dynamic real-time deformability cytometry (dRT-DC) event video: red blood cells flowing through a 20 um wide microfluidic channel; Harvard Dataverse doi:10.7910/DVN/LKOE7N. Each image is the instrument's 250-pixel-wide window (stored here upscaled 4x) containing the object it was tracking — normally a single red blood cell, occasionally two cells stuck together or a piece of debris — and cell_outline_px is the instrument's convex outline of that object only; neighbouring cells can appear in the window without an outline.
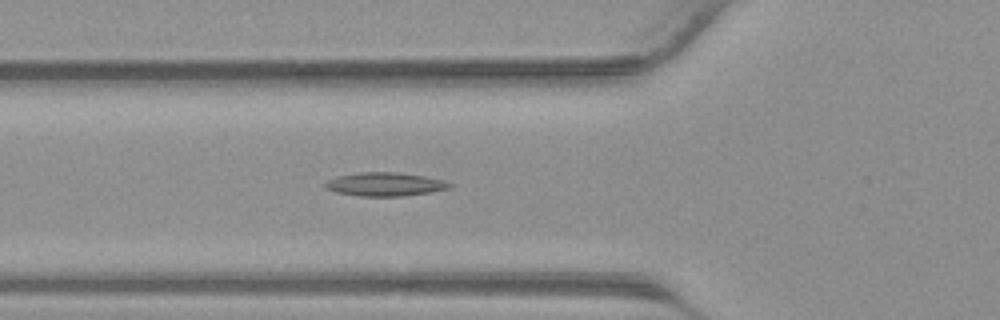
{"species": "common noctule bat (a hibernating species)", "species_latin": "Nyctalus noctula", "temperature_condition": "warm", "stored_images_in_passage": 36, "camera_frame_rate_fps": 3000, "um_per_image_px": 0.085, "animal": {"sex": "male", "body_mass_g": 23.1, "forearm_length_mm": 52.7}, "frame": {"image": 1, "passage_image": 10, "time_ms": 3.0, "image_size_px": [1000, 320], "cell_outline_px": [[452, 184], [448, 188], [432, 192], [404, 196], [360, 196], [336, 192], [324, 188], [320, 184], [336, 176], [360, 172], [400, 172], [424, 176], [444, 180]], "centroid_in_image_um": [32.67, 15.66], "position_along_channel_um": 93.1, "area_um2": 17.28}}
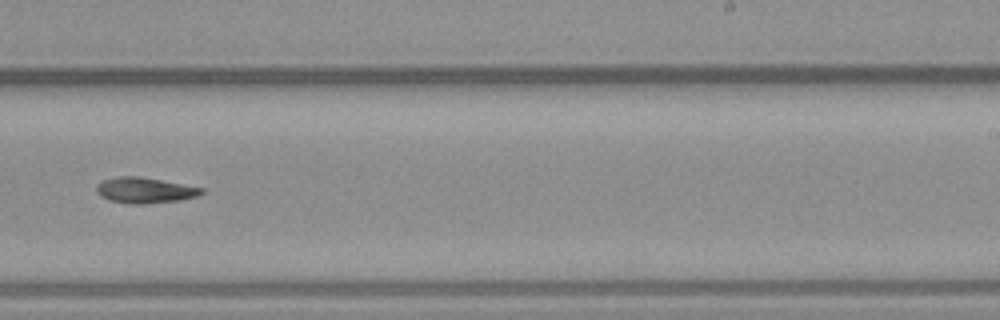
{"frame": {"image": 2, "passage_image": 21, "time_ms": 6.667, "image_size_px": [1000, 320], "cell_outline_px": [[204, 192], [196, 196], [180, 200], [144, 204], [128, 204], [108, 200], [100, 196], [96, 192], [96, 184], [104, 180], [116, 176], [136, 176], [160, 180], [204, 188]], "centroid_in_image_um": [12.26, 16.18], "position_along_channel_um": 276.7, "area_um2": 15.72}}
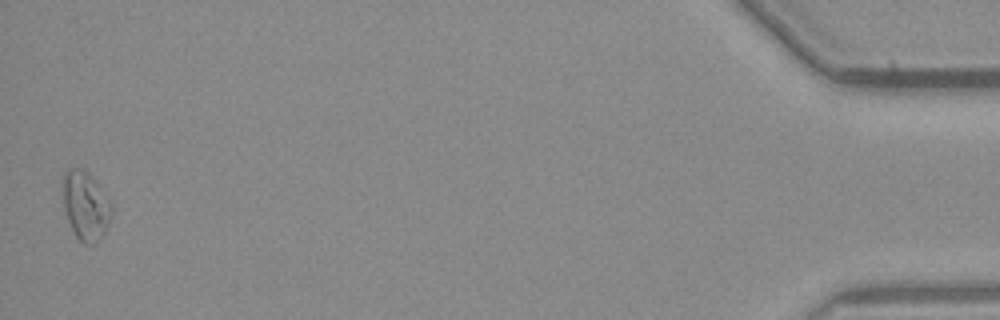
{"frame": {"image": 3, "passage_image": 36, "time_ms": 11.667, "image_size_px": [1000, 320], "cell_outline_px": [[112, 212], [108, 224], [104, 232], [96, 244], [84, 244], [76, 236], [68, 220], [64, 208], [64, 172], [68, 168], [80, 168], [88, 172], [96, 180], [112, 204]], "centroid_in_image_um": [7.3, 17.47], "position_along_channel_um": 427.9, "area_um2": 19.36}}